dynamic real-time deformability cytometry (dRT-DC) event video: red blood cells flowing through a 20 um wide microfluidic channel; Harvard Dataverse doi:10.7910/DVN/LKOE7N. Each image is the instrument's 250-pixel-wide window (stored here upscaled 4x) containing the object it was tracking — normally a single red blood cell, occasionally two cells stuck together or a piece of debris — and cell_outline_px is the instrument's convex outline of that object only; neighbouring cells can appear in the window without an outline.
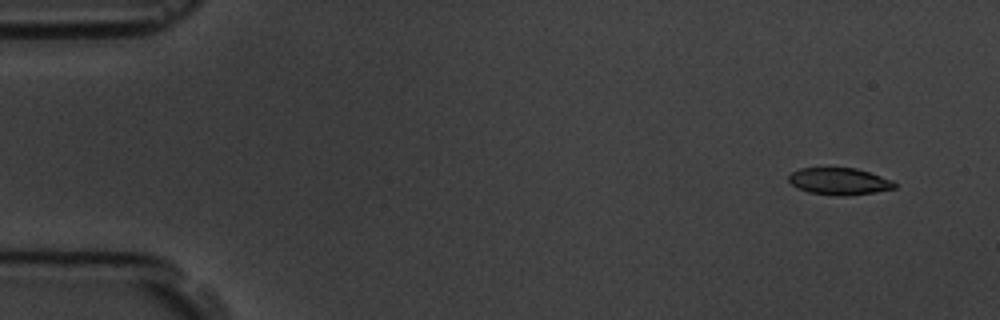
{"species": "common noctule bat (a hibernating species)", "species_latin": "Nyctalus noctula", "temperature_condition": "room temperature", "stored_images_in_passage": 5, "camera_frame_rate_fps": 3000, "um_per_image_px": 0.085, "animal": {"sex": "male", "body_mass_g": 19.5, "forearm_length_mm": 54.6}, "frame": {"image": 1, "passage_image": 1, "time_ms": 0.0, "image_size_px": [1000, 320], "cell_outline_px": [[896, 188], [876, 192], [848, 196], [840, 196], [808, 192], [792, 184], [788, 180], [788, 176], [792, 172], [800, 168], [856, 168], [892, 180], [896, 184]], "centroid_in_image_um": [71.35, 15.42], "position_along_channel_um": 13.7, "area_um2": 16.53}}
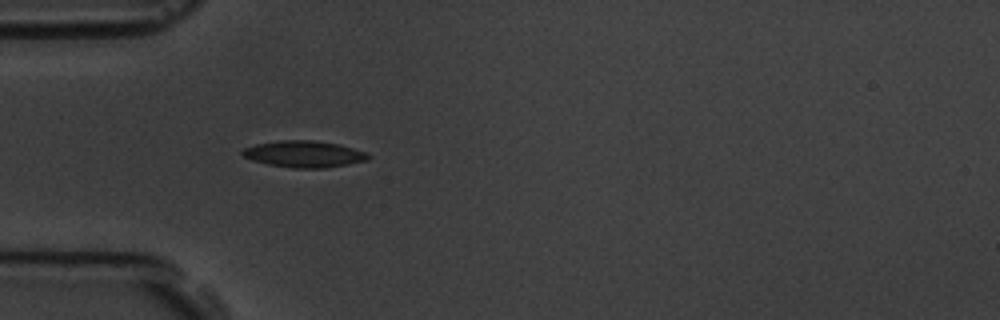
{"frame": {"image": 2, "passage_image": 5, "time_ms": 4.333, "image_size_px": [1000, 320], "cell_outline_px": [[372, 156], [368, 160], [348, 164], [324, 168], [292, 168], [268, 164], [252, 160], [244, 156], [240, 152], [244, 148], [256, 144], [280, 140], [312, 140], [340, 144], [364, 152]], "centroid_in_image_um": [25.84, 13.09], "position_along_channel_um": 59.2, "area_um2": 19.42}}